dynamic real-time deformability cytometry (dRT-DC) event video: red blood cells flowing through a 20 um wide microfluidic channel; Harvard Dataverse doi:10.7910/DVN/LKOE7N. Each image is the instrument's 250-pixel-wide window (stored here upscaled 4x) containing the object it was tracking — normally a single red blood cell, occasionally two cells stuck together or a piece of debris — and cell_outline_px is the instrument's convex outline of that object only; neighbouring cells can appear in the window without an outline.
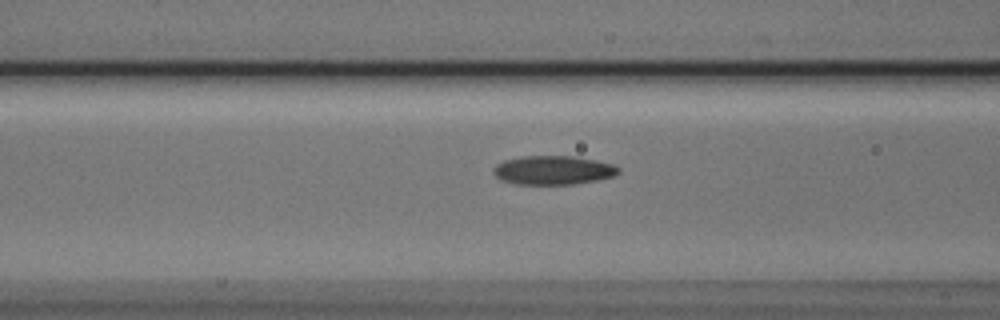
{"species": "Egyptian fruit bat (a non-hibernating species)", "species_latin": "Rousettus aegyptiacus", "temperature_condition": "cold", "stored_images_in_passage": 8, "segment_of_instrument_passage": [2, 2], "camera_frame_rate_fps": 3000, "um_per_image_px": 0.085, "animal": {"sex": "male"}, "frame": {"image": 1, "passage_image": 8, "time_ms": 2.333, "image_size_px": [1000, 320], "cell_outline_px": [[620, 172], [612, 176], [596, 180], [572, 184], [516, 184], [500, 180], [492, 172], [492, 168], [496, 164], [504, 160], [524, 156], [572, 156], [596, 160], [612, 164], [620, 168]], "centroid_in_image_um": [46.98, 14.46], "position_along_channel_um": 119.6, "area_um2": 21.04}}